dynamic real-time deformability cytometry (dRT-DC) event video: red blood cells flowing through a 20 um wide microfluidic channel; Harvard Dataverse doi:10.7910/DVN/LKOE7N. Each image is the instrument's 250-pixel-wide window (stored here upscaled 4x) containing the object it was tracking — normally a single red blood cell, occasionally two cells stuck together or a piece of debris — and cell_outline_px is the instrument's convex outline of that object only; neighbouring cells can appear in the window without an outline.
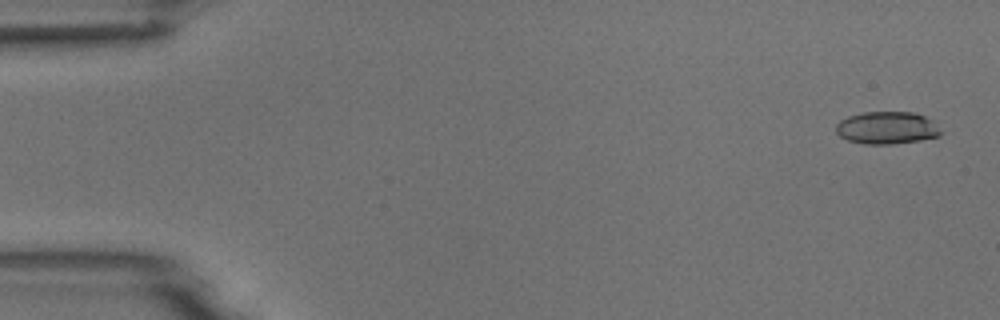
{"species": "common noctule bat (a hibernating species)", "species_latin": "Nyctalus noctula", "temperature_condition": "room temperature", "stored_images_in_passage": 5, "camera_frame_rate_fps": 3000, "um_per_image_px": 0.085, "animal": {"sex": "male", "body_mass_g": 18.8}, "frame": {"image": 1, "passage_image": 5, "time_ms": 4.667, "image_size_px": [1000, 320], "cell_outline_px": [[940, 136], [920, 140], [892, 144], [864, 144], [848, 140], [840, 136], [836, 132], [836, 124], [840, 120], [848, 116], [864, 112], [916, 112], [932, 120], [940, 132]], "centroid_in_image_um": [75.36, 10.86], "position_along_channel_um": 9.6, "area_um2": 19.77}}